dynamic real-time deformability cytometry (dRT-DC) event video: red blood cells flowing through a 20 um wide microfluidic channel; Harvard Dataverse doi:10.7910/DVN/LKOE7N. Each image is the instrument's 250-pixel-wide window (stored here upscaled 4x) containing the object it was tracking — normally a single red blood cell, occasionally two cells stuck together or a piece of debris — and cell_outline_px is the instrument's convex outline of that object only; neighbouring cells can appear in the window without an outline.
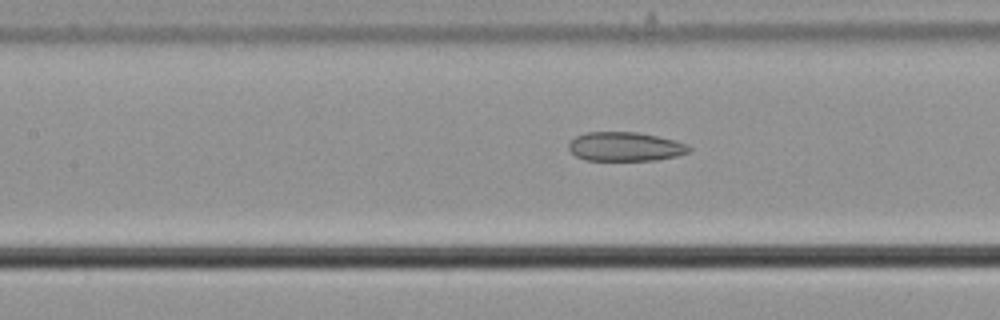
{"species": "common noctule bat (a hibernating species)", "species_latin": "Nyctalus noctula", "temperature_condition": "cold", "stored_images_in_passage": 12, "camera_frame_rate_fps": 3000, "um_per_image_px": 0.085, "animal": {"sex": "male", "body_mass_g": 21.5, "forearm_length_mm": 52.0}, "frame": {"image": 1, "passage_image": 10, "time_ms": 3.0, "image_size_px": [1000, 320], "cell_outline_px": [[692, 148], [688, 152], [676, 156], [656, 160], [584, 160], [576, 156], [568, 148], [568, 144], [576, 136], [584, 132], [636, 132], [656, 136], [688, 144]], "centroid_in_image_um": [53.12, 12.46], "position_along_channel_um": 154.3, "area_um2": 20.29}}